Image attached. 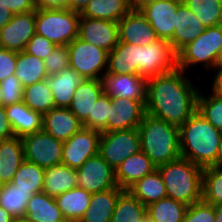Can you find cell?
Segmentation results:
<instances>
[{"label":"cell","instance_id":"cell-1","mask_svg":"<svg viewBox=\"0 0 222 222\" xmlns=\"http://www.w3.org/2000/svg\"><path fill=\"white\" fill-rule=\"evenodd\" d=\"M184 74L176 67L147 79V114L181 127L197 111L198 86Z\"/></svg>","mask_w":222,"mask_h":222},{"label":"cell","instance_id":"cell-2","mask_svg":"<svg viewBox=\"0 0 222 222\" xmlns=\"http://www.w3.org/2000/svg\"><path fill=\"white\" fill-rule=\"evenodd\" d=\"M181 157L202 167H211L222 141L216 129L198 111L179 127Z\"/></svg>","mask_w":222,"mask_h":222},{"label":"cell","instance_id":"cell-3","mask_svg":"<svg viewBox=\"0 0 222 222\" xmlns=\"http://www.w3.org/2000/svg\"><path fill=\"white\" fill-rule=\"evenodd\" d=\"M138 130L141 151L156 167L181 157L179 127L145 113Z\"/></svg>","mask_w":222,"mask_h":222},{"label":"cell","instance_id":"cell-4","mask_svg":"<svg viewBox=\"0 0 222 222\" xmlns=\"http://www.w3.org/2000/svg\"><path fill=\"white\" fill-rule=\"evenodd\" d=\"M157 169L165 184L167 197L187 205L202 200V167L180 157Z\"/></svg>","mask_w":222,"mask_h":222},{"label":"cell","instance_id":"cell-5","mask_svg":"<svg viewBox=\"0 0 222 222\" xmlns=\"http://www.w3.org/2000/svg\"><path fill=\"white\" fill-rule=\"evenodd\" d=\"M80 13L66 8L36 9V33L56 46H67L78 37Z\"/></svg>","mask_w":222,"mask_h":222},{"label":"cell","instance_id":"cell-6","mask_svg":"<svg viewBox=\"0 0 222 222\" xmlns=\"http://www.w3.org/2000/svg\"><path fill=\"white\" fill-rule=\"evenodd\" d=\"M222 47V27H208L194 41L177 53V67L187 71L189 66L204 63L206 70L217 67V55Z\"/></svg>","mask_w":222,"mask_h":222},{"label":"cell","instance_id":"cell-7","mask_svg":"<svg viewBox=\"0 0 222 222\" xmlns=\"http://www.w3.org/2000/svg\"><path fill=\"white\" fill-rule=\"evenodd\" d=\"M67 48L69 66L83 79H102L107 71L108 51L84 42L78 37L69 43Z\"/></svg>","mask_w":222,"mask_h":222},{"label":"cell","instance_id":"cell-8","mask_svg":"<svg viewBox=\"0 0 222 222\" xmlns=\"http://www.w3.org/2000/svg\"><path fill=\"white\" fill-rule=\"evenodd\" d=\"M141 151L138 128L101 132L100 156L115 170L125 159Z\"/></svg>","mask_w":222,"mask_h":222},{"label":"cell","instance_id":"cell-9","mask_svg":"<svg viewBox=\"0 0 222 222\" xmlns=\"http://www.w3.org/2000/svg\"><path fill=\"white\" fill-rule=\"evenodd\" d=\"M24 159L41 168H49L62 163L63 142L44 130L21 137Z\"/></svg>","mask_w":222,"mask_h":222},{"label":"cell","instance_id":"cell-10","mask_svg":"<svg viewBox=\"0 0 222 222\" xmlns=\"http://www.w3.org/2000/svg\"><path fill=\"white\" fill-rule=\"evenodd\" d=\"M182 0H150L138 9L149 21L159 39L168 40L173 49L176 13Z\"/></svg>","mask_w":222,"mask_h":222},{"label":"cell","instance_id":"cell-11","mask_svg":"<svg viewBox=\"0 0 222 222\" xmlns=\"http://www.w3.org/2000/svg\"><path fill=\"white\" fill-rule=\"evenodd\" d=\"M76 172L78 186L91 194L119 188L115 179V170L99 153L87 159Z\"/></svg>","mask_w":222,"mask_h":222},{"label":"cell","instance_id":"cell-12","mask_svg":"<svg viewBox=\"0 0 222 222\" xmlns=\"http://www.w3.org/2000/svg\"><path fill=\"white\" fill-rule=\"evenodd\" d=\"M177 67V54L168 40L157 41L140 46V76L151 77L169 72Z\"/></svg>","mask_w":222,"mask_h":222},{"label":"cell","instance_id":"cell-13","mask_svg":"<svg viewBox=\"0 0 222 222\" xmlns=\"http://www.w3.org/2000/svg\"><path fill=\"white\" fill-rule=\"evenodd\" d=\"M101 132L82 128L63 142L62 163L78 170L87 159L99 153Z\"/></svg>","mask_w":222,"mask_h":222},{"label":"cell","instance_id":"cell-14","mask_svg":"<svg viewBox=\"0 0 222 222\" xmlns=\"http://www.w3.org/2000/svg\"><path fill=\"white\" fill-rule=\"evenodd\" d=\"M78 38L110 52L119 42L118 22L80 16Z\"/></svg>","mask_w":222,"mask_h":222},{"label":"cell","instance_id":"cell-15","mask_svg":"<svg viewBox=\"0 0 222 222\" xmlns=\"http://www.w3.org/2000/svg\"><path fill=\"white\" fill-rule=\"evenodd\" d=\"M36 11L13 15L12 19L0 29V42L4 49L22 52L36 33Z\"/></svg>","mask_w":222,"mask_h":222},{"label":"cell","instance_id":"cell-16","mask_svg":"<svg viewBox=\"0 0 222 222\" xmlns=\"http://www.w3.org/2000/svg\"><path fill=\"white\" fill-rule=\"evenodd\" d=\"M111 102L105 132L138 128L146 113L145 105L140 100L111 98Z\"/></svg>","mask_w":222,"mask_h":222},{"label":"cell","instance_id":"cell-17","mask_svg":"<svg viewBox=\"0 0 222 222\" xmlns=\"http://www.w3.org/2000/svg\"><path fill=\"white\" fill-rule=\"evenodd\" d=\"M101 80L104 93L111 98L140 100L144 105L146 104V78L132 74H105Z\"/></svg>","mask_w":222,"mask_h":222},{"label":"cell","instance_id":"cell-18","mask_svg":"<svg viewBox=\"0 0 222 222\" xmlns=\"http://www.w3.org/2000/svg\"><path fill=\"white\" fill-rule=\"evenodd\" d=\"M118 32L119 42L138 46H146L159 39L138 8H133L118 22Z\"/></svg>","mask_w":222,"mask_h":222},{"label":"cell","instance_id":"cell-19","mask_svg":"<svg viewBox=\"0 0 222 222\" xmlns=\"http://www.w3.org/2000/svg\"><path fill=\"white\" fill-rule=\"evenodd\" d=\"M83 128L82 122L69 108L55 107L43 115V130L64 142Z\"/></svg>","mask_w":222,"mask_h":222},{"label":"cell","instance_id":"cell-20","mask_svg":"<svg viewBox=\"0 0 222 222\" xmlns=\"http://www.w3.org/2000/svg\"><path fill=\"white\" fill-rule=\"evenodd\" d=\"M105 74L140 75V46L118 42L108 53V66Z\"/></svg>","mask_w":222,"mask_h":222},{"label":"cell","instance_id":"cell-21","mask_svg":"<svg viewBox=\"0 0 222 222\" xmlns=\"http://www.w3.org/2000/svg\"><path fill=\"white\" fill-rule=\"evenodd\" d=\"M205 27L198 17L185 4L178 6L173 34V50L177 54L183 47L196 40Z\"/></svg>","mask_w":222,"mask_h":222},{"label":"cell","instance_id":"cell-22","mask_svg":"<svg viewBox=\"0 0 222 222\" xmlns=\"http://www.w3.org/2000/svg\"><path fill=\"white\" fill-rule=\"evenodd\" d=\"M157 167L150 158L142 151L133 154L125 159L115 169V179L119 188L127 190L137 180H140L147 174H150Z\"/></svg>","mask_w":222,"mask_h":222},{"label":"cell","instance_id":"cell-23","mask_svg":"<svg viewBox=\"0 0 222 222\" xmlns=\"http://www.w3.org/2000/svg\"><path fill=\"white\" fill-rule=\"evenodd\" d=\"M5 112L17 137L43 130V115L30 109L23 101L5 106Z\"/></svg>","mask_w":222,"mask_h":222},{"label":"cell","instance_id":"cell-24","mask_svg":"<svg viewBox=\"0 0 222 222\" xmlns=\"http://www.w3.org/2000/svg\"><path fill=\"white\" fill-rule=\"evenodd\" d=\"M103 92L102 80L84 79L76 88L68 108L83 123L92 115V109Z\"/></svg>","mask_w":222,"mask_h":222},{"label":"cell","instance_id":"cell-25","mask_svg":"<svg viewBox=\"0 0 222 222\" xmlns=\"http://www.w3.org/2000/svg\"><path fill=\"white\" fill-rule=\"evenodd\" d=\"M84 79L70 66L60 73L47 77L50 89L53 93L55 107L68 108L76 88Z\"/></svg>","mask_w":222,"mask_h":222},{"label":"cell","instance_id":"cell-26","mask_svg":"<svg viewBox=\"0 0 222 222\" xmlns=\"http://www.w3.org/2000/svg\"><path fill=\"white\" fill-rule=\"evenodd\" d=\"M0 185L11 183L17 169L25 161L21 137L0 140Z\"/></svg>","mask_w":222,"mask_h":222},{"label":"cell","instance_id":"cell-27","mask_svg":"<svg viewBox=\"0 0 222 222\" xmlns=\"http://www.w3.org/2000/svg\"><path fill=\"white\" fill-rule=\"evenodd\" d=\"M78 186L77 172L63 163L44 169L43 192L56 197Z\"/></svg>","mask_w":222,"mask_h":222},{"label":"cell","instance_id":"cell-28","mask_svg":"<svg viewBox=\"0 0 222 222\" xmlns=\"http://www.w3.org/2000/svg\"><path fill=\"white\" fill-rule=\"evenodd\" d=\"M121 188L92 194L89 207L79 222H111Z\"/></svg>","mask_w":222,"mask_h":222},{"label":"cell","instance_id":"cell-29","mask_svg":"<svg viewBox=\"0 0 222 222\" xmlns=\"http://www.w3.org/2000/svg\"><path fill=\"white\" fill-rule=\"evenodd\" d=\"M92 194L76 186L55 197L58 208L67 222H79L89 207Z\"/></svg>","mask_w":222,"mask_h":222},{"label":"cell","instance_id":"cell-30","mask_svg":"<svg viewBox=\"0 0 222 222\" xmlns=\"http://www.w3.org/2000/svg\"><path fill=\"white\" fill-rule=\"evenodd\" d=\"M132 9L131 0H92L80 16L119 22Z\"/></svg>","mask_w":222,"mask_h":222},{"label":"cell","instance_id":"cell-31","mask_svg":"<svg viewBox=\"0 0 222 222\" xmlns=\"http://www.w3.org/2000/svg\"><path fill=\"white\" fill-rule=\"evenodd\" d=\"M26 216L33 222H67L55 198L44 192L31 196L27 203Z\"/></svg>","mask_w":222,"mask_h":222},{"label":"cell","instance_id":"cell-32","mask_svg":"<svg viewBox=\"0 0 222 222\" xmlns=\"http://www.w3.org/2000/svg\"><path fill=\"white\" fill-rule=\"evenodd\" d=\"M127 190L146 207L167 197L166 187L158 169L137 180Z\"/></svg>","mask_w":222,"mask_h":222},{"label":"cell","instance_id":"cell-33","mask_svg":"<svg viewBox=\"0 0 222 222\" xmlns=\"http://www.w3.org/2000/svg\"><path fill=\"white\" fill-rule=\"evenodd\" d=\"M14 75L22 83L23 88L47 79L48 77L44 60L24 51L17 52V63Z\"/></svg>","mask_w":222,"mask_h":222},{"label":"cell","instance_id":"cell-34","mask_svg":"<svg viewBox=\"0 0 222 222\" xmlns=\"http://www.w3.org/2000/svg\"><path fill=\"white\" fill-rule=\"evenodd\" d=\"M146 217V206L128 190H123L118 196L111 222H142Z\"/></svg>","mask_w":222,"mask_h":222},{"label":"cell","instance_id":"cell-35","mask_svg":"<svg viewBox=\"0 0 222 222\" xmlns=\"http://www.w3.org/2000/svg\"><path fill=\"white\" fill-rule=\"evenodd\" d=\"M188 205L169 197L162 198L146 207L152 222H182Z\"/></svg>","mask_w":222,"mask_h":222},{"label":"cell","instance_id":"cell-36","mask_svg":"<svg viewBox=\"0 0 222 222\" xmlns=\"http://www.w3.org/2000/svg\"><path fill=\"white\" fill-rule=\"evenodd\" d=\"M23 92L24 104L35 112L44 115L55 108L53 93L47 79L25 87Z\"/></svg>","mask_w":222,"mask_h":222},{"label":"cell","instance_id":"cell-37","mask_svg":"<svg viewBox=\"0 0 222 222\" xmlns=\"http://www.w3.org/2000/svg\"><path fill=\"white\" fill-rule=\"evenodd\" d=\"M33 194L18 189L12 183L0 186V206L14 218L26 216V207Z\"/></svg>","mask_w":222,"mask_h":222},{"label":"cell","instance_id":"cell-38","mask_svg":"<svg viewBox=\"0 0 222 222\" xmlns=\"http://www.w3.org/2000/svg\"><path fill=\"white\" fill-rule=\"evenodd\" d=\"M43 182L44 168L27 161L21 164L11 181L18 189L32 194L43 192Z\"/></svg>","mask_w":222,"mask_h":222},{"label":"cell","instance_id":"cell-39","mask_svg":"<svg viewBox=\"0 0 222 222\" xmlns=\"http://www.w3.org/2000/svg\"><path fill=\"white\" fill-rule=\"evenodd\" d=\"M182 3L198 17L205 28L220 25L221 0H182Z\"/></svg>","mask_w":222,"mask_h":222},{"label":"cell","instance_id":"cell-40","mask_svg":"<svg viewBox=\"0 0 222 222\" xmlns=\"http://www.w3.org/2000/svg\"><path fill=\"white\" fill-rule=\"evenodd\" d=\"M202 186L204 202L213 206L222 205V168H203Z\"/></svg>","mask_w":222,"mask_h":222},{"label":"cell","instance_id":"cell-41","mask_svg":"<svg viewBox=\"0 0 222 222\" xmlns=\"http://www.w3.org/2000/svg\"><path fill=\"white\" fill-rule=\"evenodd\" d=\"M204 95L199 90L197 96V111L208 122H210L216 129L222 131V96L216 94L214 91Z\"/></svg>","mask_w":222,"mask_h":222},{"label":"cell","instance_id":"cell-42","mask_svg":"<svg viewBox=\"0 0 222 222\" xmlns=\"http://www.w3.org/2000/svg\"><path fill=\"white\" fill-rule=\"evenodd\" d=\"M111 103V97L103 92L92 109V115L82 123L83 128L105 132Z\"/></svg>","mask_w":222,"mask_h":222},{"label":"cell","instance_id":"cell-43","mask_svg":"<svg viewBox=\"0 0 222 222\" xmlns=\"http://www.w3.org/2000/svg\"><path fill=\"white\" fill-rule=\"evenodd\" d=\"M182 222H215L214 206L203 200L188 205Z\"/></svg>","mask_w":222,"mask_h":222},{"label":"cell","instance_id":"cell-44","mask_svg":"<svg viewBox=\"0 0 222 222\" xmlns=\"http://www.w3.org/2000/svg\"><path fill=\"white\" fill-rule=\"evenodd\" d=\"M48 76L58 74L69 67V52L67 46H57L52 53L44 59Z\"/></svg>","mask_w":222,"mask_h":222},{"label":"cell","instance_id":"cell-45","mask_svg":"<svg viewBox=\"0 0 222 222\" xmlns=\"http://www.w3.org/2000/svg\"><path fill=\"white\" fill-rule=\"evenodd\" d=\"M3 95V106L23 101V85L15 75L0 82Z\"/></svg>","mask_w":222,"mask_h":222},{"label":"cell","instance_id":"cell-46","mask_svg":"<svg viewBox=\"0 0 222 222\" xmlns=\"http://www.w3.org/2000/svg\"><path fill=\"white\" fill-rule=\"evenodd\" d=\"M57 46L45 37L35 33L26 44L24 52L46 59Z\"/></svg>","mask_w":222,"mask_h":222},{"label":"cell","instance_id":"cell-47","mask_svg":"<svg viewBox=\"0 0 222 222\" xmlns=\"http://www.w3.org/2000/svg\"><path fill=\"white\" fill-rule=\"evenodd\" d=\"M17 63V52L3 49L0 51V82L14 75Z\"/></svg>","mask_w":222,"mask_h":222},{"label":"cell","instance_id":"cell-48","mask_svg":"<svg viewBox=\"0 0 222 222\" xmlns=\"http://www.w3.org/2000/svg\"><path fill=\"white\" fill-rule=\"evenodd\" d=\"M0 5L8 8L13 15L36 11L34 0H0Z\"/></svg>","mask_w":222,"mask_h":222},{"label":"cell","instance_id":"cell-49","mask_svg":"<svg viewBox=\"0 0 222 222\" xmlns=\"http://www.w3.org/2000/svg\"><path fill=\"white\" fill-rule=\"evenodd\" d=\"M13 136L15 135L6 116L5 106H0V140L9 139Z\"/></svg>","mask_w":222,"mask_h":222},{"label":"cell","instance_id":"cell-50","mask_svg":"<svg viewBox=\"0 0 222 222\" xmlns=\"http://www.w3.org/2000/svg\"><path fill=\"white\" fill-rule=\"evenodd\" d=\"M68 0H34L36 9H67Z\"/></svg>","mask_w":222,"mask_h":222},{"label":"cell","instance_id":"cell-51","mask_svg":"<svg viewBox=\"0 0 222 222\" xmlns=\"http://www.w3.org/2000/svg\"><path fill=\"white\" fill-rule=\"evenodd\" d=\"M217 69L215 73V77L212 83V91H214L216 94L222 96V66L216 67Z\"/></svg>","mask_w":222,"mask_h":222},{"label":"cell","instance_id":"cell-52","mask_svg":"<svg viewBox=\"0 0 222 222\" xmlns=\"http://www.w3.org/2000/svg\"><path fill=\"white\" fill-rule=\"evenodd\" d=\"M90 1L92 0H68L67 9L81 13Z\"/></svg>","mask_w":222,"mask_h":222},{"label":"cell","instance_id":"cell-53","mask_svg":"<svg viewBox=\"0 0 222 222\" xmlns=\"http://www.w3.org/2000/svg\"><path fill=\"white\" fill-rule=\"evenodd\" d=\"M13 17V14L8 8L0 5V29L5 26Z\"/></svg>","mask_w":222,"mask_h":222},{"label":"cell","instance_id":"cell-54","mask_svg":"<svg viewBox=\"0 0 222 222\" xmlns=\"http://www.w3.org/2000/svg\"><path fill=\"white\" fill-rule=\"evenodd\" d=\"M14 217L0 206V222H13Z\"/></svg>","mask_w":222,"mask_h":222},{"label":"cell","instance_id":"cell-55","mask_svg":"<svg viewBox=\"0 0 222 222\" xmlns=\"http://www.w3.org/2000/svg\"><path fill=\"white\" fill-rule=\"evenodd\" d=\"M212 166L216 168H222V141L216 156L215 163Z\"/></svg>","mask_w":222,"mask_h":222},{"label":"cell","instance_id":"cell-56","mask_svg":"<svg viewBox=\"0 0 222 222\" xmlns=\"http://www.w3.org/2000/svg\"><path fill=\"white\" fill-rule=\"evenodd\" d=\"M215 222H222V205L214 206Z\"/></svg>","mask_w":222,"mask_h":222},{"label":"cell","instance_id":"cell-57","mask_svg":"<svg viewBox=\"0 0 222 222\" xmlns=\"http://www.w3.org/2000/svg\"><path fill=\"white\" fill-rule=\"evenodd\" d=\"M13 222H33V221L30 220L27 216H20L14 218Z\"/></svg>","mask_w":222,"mask_h":222},{"label":"cell","instance_id":"cell-58","mask_svg":"<svg viewBox=\"0 0 222 222\" xmlns=\"http://www.w3.org/2000/svg\"><path fill=\"white\" fill-rule=\"evenodd\" d=\"M150 0H131L133 8H138L141 4Z\"/></svg>","mask_w":222,"mask_h":222},{"label":"cell","instance_id":"cell-59","mask_svg":"<svg viewBox=\"0 0 222 222\" xmlns=\"http://www.w3.org/2000/svg\"><path fill=\"white\" fill-rule=\"evenodd\" d=\"M222 66V47L217 55V67Z\"/></svg>","mask_w":222,"mask_h":222},{"label":"cell","instance_id":"cell-60","mask_svg":"<svg viewBox=\"0 0 222 222\" xmlns=\"http://www.w3.org/2000/svg\"><path fill=\"white\" fill-rule=\"evenodd\" d=\"M0 106H3V95H2L1 84H0Z\"/></svg>","mask_w":222,"mask_h":222},{"label":"cell","instance_id":"cell-61","mask_svg":"<svg viewBox=\"0 0 222 222\" xmlns=\"http://www.w3.org/2000/svg\"><path fill=\"white\" fill-rule=\"evenodd\" d=\"M142 222H152L148 217H146L145 219H143Z\"/></svg>","mask_w":222,"mask_h":222},{"label":"cell","instance_id":"cell-62","mask_svg":"<svg viewBox=\"0 0 222 222\" xmlns=\"http://www.w3.org/2000/svg\"><path fill=\"white\" fill-rule=\"evenodd\" d=\"M4 48H3V45L2 43L0 42V51H2Z\"/></svg>","mask_w":222,"mask_h":222}]
</instances>
